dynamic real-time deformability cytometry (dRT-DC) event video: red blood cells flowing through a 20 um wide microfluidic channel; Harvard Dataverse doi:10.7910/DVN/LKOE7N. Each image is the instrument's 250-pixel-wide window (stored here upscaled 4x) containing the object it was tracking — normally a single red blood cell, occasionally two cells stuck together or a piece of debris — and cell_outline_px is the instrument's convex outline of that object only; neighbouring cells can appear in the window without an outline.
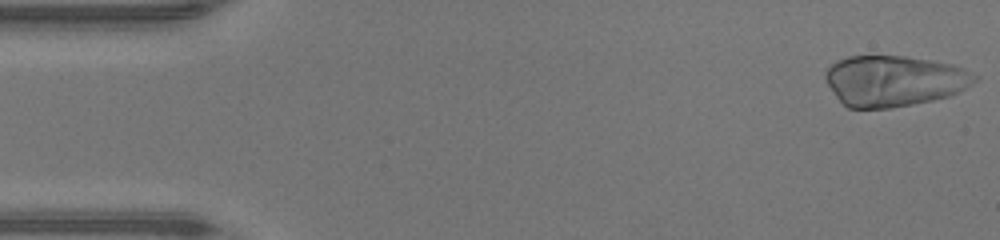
{"species": "human", "species_latin": "Homo sapiens", "temperature_condition": "warm", "stored_images_in_passage": 46, "camera_frame_rate_fps": 3000, "um_per_image_px": 0.085, "donor": {"sex": "male"}, "frame": {"image": 1, "passage_image": 1, "time_ms": 0.0, "image_size_px": [1000, 240], "cell_outline_px": [[980, 76], [972, 84], [948, 96], [932, 100], [912, 104], [888, 108], [848, 108], [836, 96], [828, 84], [824, 76], [824, 72], [836, 60], [848, 56], [904, 56], [952, 64]], "centroid_in_image_um": [75.97, 6.86], "position_along_channel_um": 9.0, "area_um2": 43.87}}
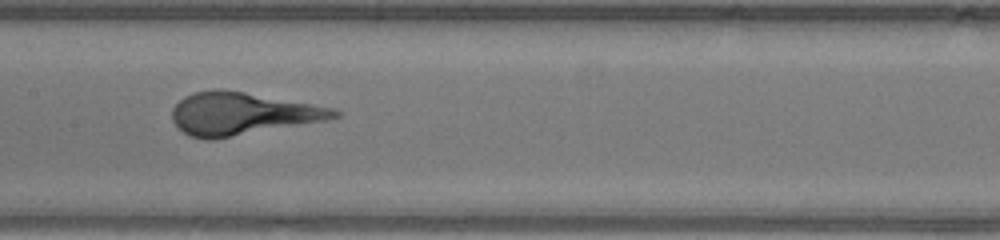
{"frame": {"image": 2, "passage_image": 22, "time_ms": 7.0, "image_size_px": [1000, 240], "cell_outline_px": [[340, 116], [324, 120], [208, 140], [204, 140], [188, 136], [172, 120], [172, 108], [184, 96], [196, 92], [216, 88], [220, 88], [244, 92], [336, 108], [340, 112]], "centroid_in_image_um": [20.54, 9.65], "position_along_channel_um": 186.9, "area_um2": 39.59}}
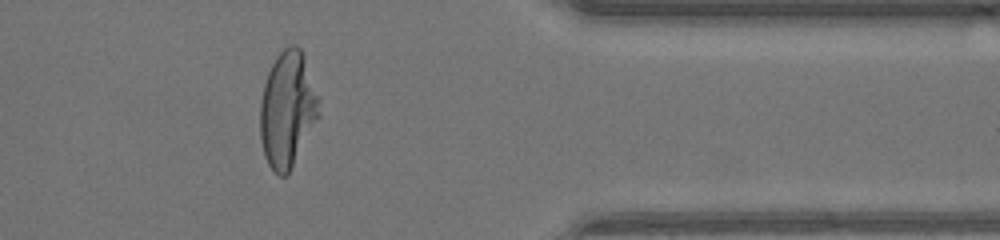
{"frame": {"image": 3, "passage_image": 37, "time_ms": 12.0, "image_size_px": [1000, 240], "cell_outline_px": [[320, 116], [288, 176], [280, 176], [268, 164], [264, 156], [260, 140], [260, 100], [264, 84], [268, 72], [276, 56], [284, 48], [292, 44], [296, 44], [300, 48], [304, 56], [320, 100]], "centroid_in_image_um": [24.44, 9.32], "position_along_channel_um": 387.0, "area_um2": 40.17}}